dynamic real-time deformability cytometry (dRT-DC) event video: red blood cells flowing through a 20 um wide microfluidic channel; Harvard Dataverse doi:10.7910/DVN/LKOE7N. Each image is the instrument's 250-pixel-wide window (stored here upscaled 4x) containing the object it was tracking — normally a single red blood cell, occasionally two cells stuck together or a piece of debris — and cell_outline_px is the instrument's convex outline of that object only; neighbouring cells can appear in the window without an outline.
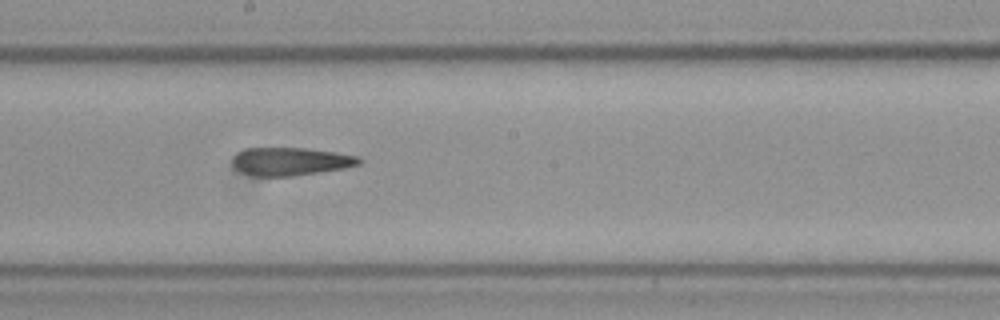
{"species": "Egyptian fruit bat (a non-hibernating species)", "species_latin": "Rousettus aegyptiacus", "temperature_condition": "cold", "stored_images_in_passage": 7, "camera_frame_rate_fps": 3000, "um_per_image_px": 0.085, "frame": {"image": 1, "passage_image": 6, "time_ms": 1.667, "image_size_px": [1000, 320], "cell_outline_px": [[364, 160], [360, 164], [344, 168], [288, 176], [252, 176], [236, 168], [232, 164], [232, 160], [236, 152], [244, 148], [304, 148], [336, 152], [360, 156]], "centroid_in_image_um": [24.71, 13.7], "position_along_channel_um": 223.5, "area_um2": 20.63}}
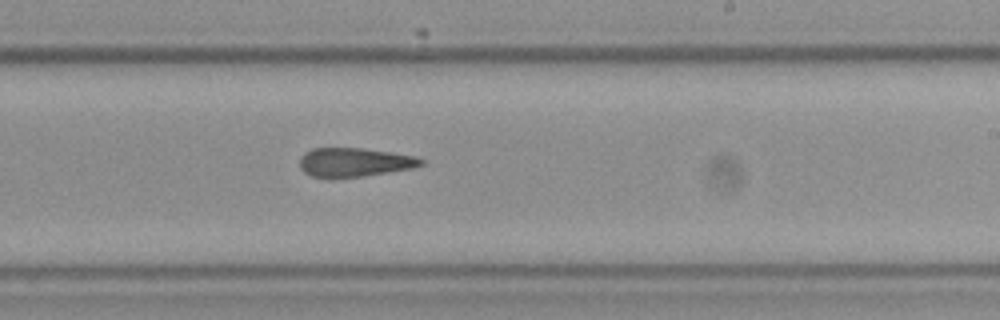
{"frame": {"image": 2, "passage_image": 7, "time_ms": 2.0, "image_size_px": [1000, 320], "cell_outline_px": [[424, 164], [412, 168], [360, 176], [332, 180], [312, 176], [304, 172], [300, 168], [300, 156], [304, 152], [312, 148], [364, 148], [392, 152], [416, 156], [424, 160]], "centroid_in_image_um": [30.07, 13.8], "position_along_channel_um": 258.9, "area_um2": 20.81}}